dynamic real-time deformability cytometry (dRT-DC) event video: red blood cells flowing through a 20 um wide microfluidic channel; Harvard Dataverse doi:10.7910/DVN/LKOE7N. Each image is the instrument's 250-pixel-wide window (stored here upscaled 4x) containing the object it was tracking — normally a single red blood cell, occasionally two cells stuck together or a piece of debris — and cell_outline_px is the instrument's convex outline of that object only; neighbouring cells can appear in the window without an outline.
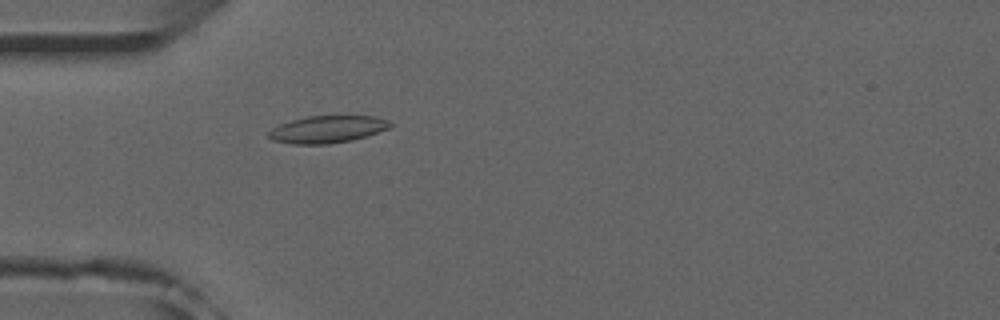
{"species": "common noctule bat (a hibernating species)", "species_latin": "Nyctalus noctula", "temperature_condition": "room temperature", "stored_images_in_passage": 52, "camera_frame_rate_fps": 3000, "um_per_image_px": 0.085, "animal": {"sex": "male", "forearm_length_mm": 52.5}, "frame": {"image": 1, "passage_image": 16, "time_ms": 5.0, "image_size_px": [1000, 320], "cell_outline_px": [[392, 128], [352, 140], [328, 144], [292, 144], [272, 140], [268, 136], [268, 132], [272, 128], [280, 124], [292, 120], [308, 116], [376, 116], [388, 120], [392, 124]], "centroid_in_image_um": [27.85, 10.99], "position_along_channel_um": 57.2, "area_um2": 19.31}}
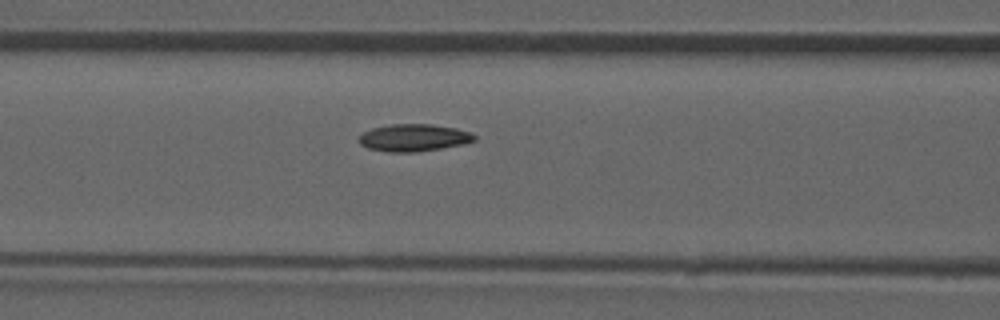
{"frame": {"image": 2, "passage_image": 22, "time_ms": 7.0, "image_size_px": [1000, 320], "cell_outline_px": [[476, 140], [464, 144], [416, 152], [388, 152], [368, 148], [360, 144], [360, 136], [364, 132], [372, 128], [392, 124], [432, 124], [456, 128], [472, 132], [476, 136]], "centroid_in_image_um": [35.21, 11.7], "position_along_channel_um": 131.4, "area_um2": 18.32}}
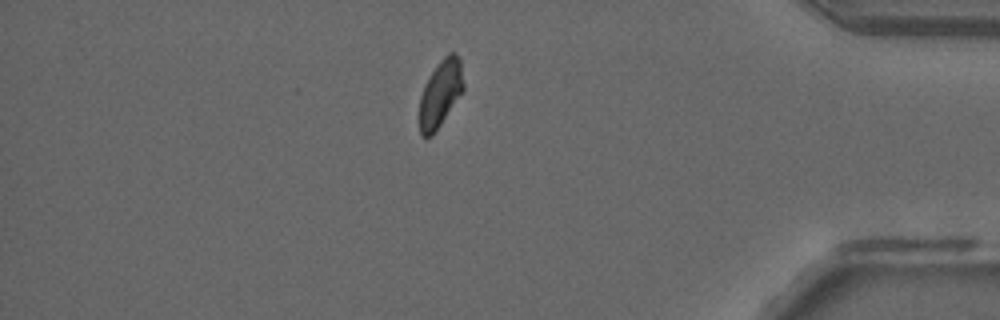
{"frame": {"image": 3, "passage_image": 45, "time_ms": 14.667, "image_size_px": [1000, 320], "cell_outline_px": [[464, 88], [432, 136], [420, 136], [420, 96], [424, 84], [436, 64], [448, 52], [456, 52], [460, 60], [464, 84]], "centroid_in_image_um": [37.43, 7.89], "position_along_channel_um": 397.8, "area_um2": 16.94}, "authors_computed_cell_mechanics": {"area_um2": 18.0047, "velocity_mm_per_s": 3.9426, "shape_relaxation_time_tau1_ms": null, "shape_relaxation_time_tau2_ms": 4.1229, "deformation_change_tau1": null, "deformation_change_tau2": 0.0774}}